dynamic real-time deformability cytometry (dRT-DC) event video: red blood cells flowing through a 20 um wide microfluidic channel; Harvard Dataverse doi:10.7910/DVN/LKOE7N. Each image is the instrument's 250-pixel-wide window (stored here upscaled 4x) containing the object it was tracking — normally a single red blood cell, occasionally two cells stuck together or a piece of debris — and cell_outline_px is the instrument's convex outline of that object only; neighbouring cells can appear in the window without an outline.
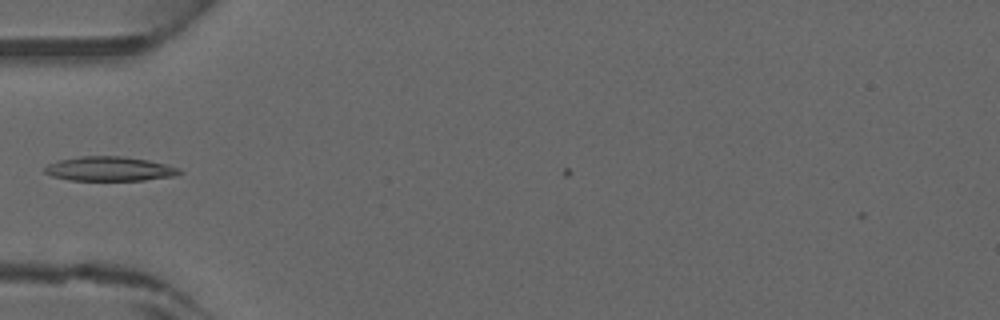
{"species": "common noctule bat (a hibernating species)", "species_latin": "Nyctalus noctula", "temperature_condition": "warm", "stored_images_in_passage": 3, "camera_frame_rate_fps": 3000, "um_per_image_px": 0.085, "animal": {"sex": "male", "forearm_length_mm": 52.5}, "frame": {"image": 1, "passage_image": 1, "time_ms": 0.0, "image_size_px": [1000, 320], "cell_outline_px": [[184, 172], [176, 176], [144, 180], [68, 180], [52, 176], [44, 172], [44, 168], [48, 164], [60, 160], [80, 156], [124, 156], [148, 160], [180, 168]], "centroid_in_image_um": [9.34, 14.35], "position_along_channel_um": 75.7, "area_um2": 19.19}}